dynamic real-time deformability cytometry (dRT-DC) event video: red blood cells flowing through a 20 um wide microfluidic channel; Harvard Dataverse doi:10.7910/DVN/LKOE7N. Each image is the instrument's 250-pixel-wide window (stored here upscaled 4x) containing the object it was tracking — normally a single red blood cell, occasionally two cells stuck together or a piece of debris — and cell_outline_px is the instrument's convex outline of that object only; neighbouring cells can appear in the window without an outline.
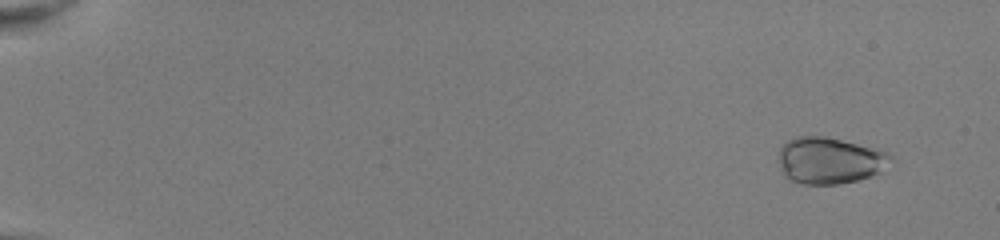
{"species": "common noctule bat (a hibernating species)", "species_latin": "Nyctalus noctula", "temperature_condition": "room temperature", "stored_images_in_passage": 53, "camera_frame_rate_fps": 3000, "um_per_image_px": 0.085, "animal": {"sex": "female", "body_mass_g": 22.0, "forearm_length_mm": 56.7}, "frame": {"image": 1, "passage_image": 5, "time_ms": 1.333, "image_size_px": [1000, 240], "cell_outline_px": [[896, 160], [880, 172], [872, 176], [840, 184], [804, 184], [788, 180], [784, 176], [780, 164], [780, 148], [788, 140], [796, 136], [824, 136], [888, 152]], "centroid_in_image_um": [70.54, 13.66], "position_along_channel_um": 14.5, "area_um2": 30.4}}
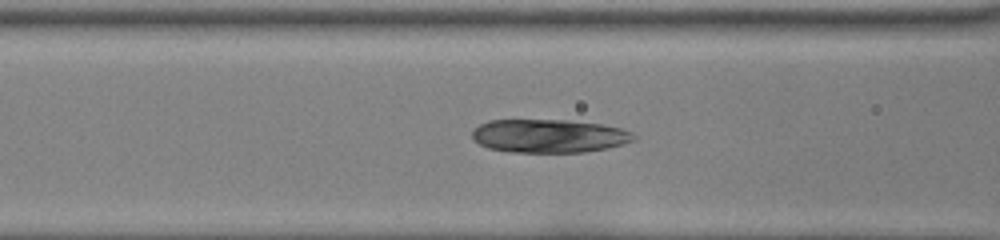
{"frame": {"image": 2, "passage_image": 25, "time_ms": 8.0, "image_size_px": [1000, 240], "cell_outline_px": [[636, 140], [624, 144], [608, 148], [584, 152], [508, 152], [488, 148], [472, 140], [472, 128], [488, 120], [568, 120], [600, 124], [620, 128], [632, 132], [636, 136]], "centroid_in_image_um": [46.65, 11.56], "position_along_channel_um": 120.0, "area_um2": 31.73}}
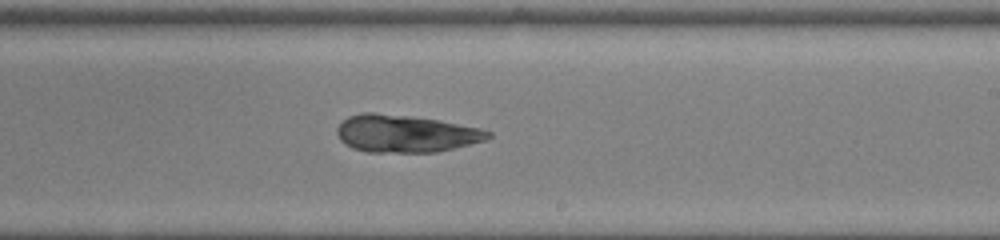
{"frame": {"image": 3, "passage_image": 35, "time_ms": 11.333, "image_size_px": [1000, 240], "cell_outline_px": [[492, 136], [484, 140], [436, 152], [368, 152], [352, 148], [340, 140], [336, 132], [336, 128], [348, 116], [360, 112], [372, 112], [408, 116], [440, 120], [480, 128], [492, 132]], "centroid_in_image_um": [34.44, 11.35], "position_along_channel_um": 254.6, "area_um2": 32.83}}